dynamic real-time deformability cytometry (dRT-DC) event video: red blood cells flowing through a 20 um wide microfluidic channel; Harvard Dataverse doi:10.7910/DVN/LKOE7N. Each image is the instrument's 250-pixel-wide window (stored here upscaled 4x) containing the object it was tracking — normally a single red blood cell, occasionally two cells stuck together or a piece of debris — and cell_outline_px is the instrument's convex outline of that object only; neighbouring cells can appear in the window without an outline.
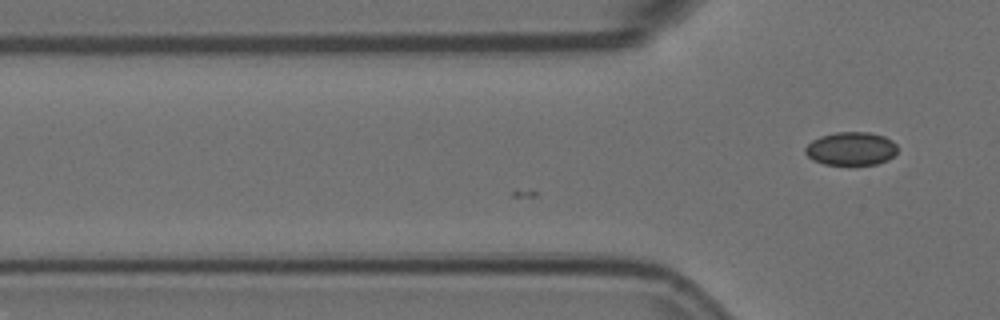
{"species": "Egyptian fruit bat (a non-hibernating species)", "species_latin": "Rousettus aegyptiacus", "temperature_condition": "room temperature", "stored_images_in_passage": 11, "camera_frame_rate_fps": 3000, "um_per_image_px": 0.085, "animal": {"sex": "female"}, "frame": {"image": 1, "passage_image": 11, "time_ms": 3.333, "image_size_px": [1000, 320], "cell_outline_px": [[896, 152], [888, 160], [876, 164], [852, 168], [824, 164], [812, 160], [804, 152], [804, 148], [812, 140], [820, 136], [836, 132], [868, 132], [884, 136], [892, 140], [896, 144]], "centroid_in_image_um": [72.32, 12.68], "position_along_channel_um": 53.5, "area_um2": 18.61}}